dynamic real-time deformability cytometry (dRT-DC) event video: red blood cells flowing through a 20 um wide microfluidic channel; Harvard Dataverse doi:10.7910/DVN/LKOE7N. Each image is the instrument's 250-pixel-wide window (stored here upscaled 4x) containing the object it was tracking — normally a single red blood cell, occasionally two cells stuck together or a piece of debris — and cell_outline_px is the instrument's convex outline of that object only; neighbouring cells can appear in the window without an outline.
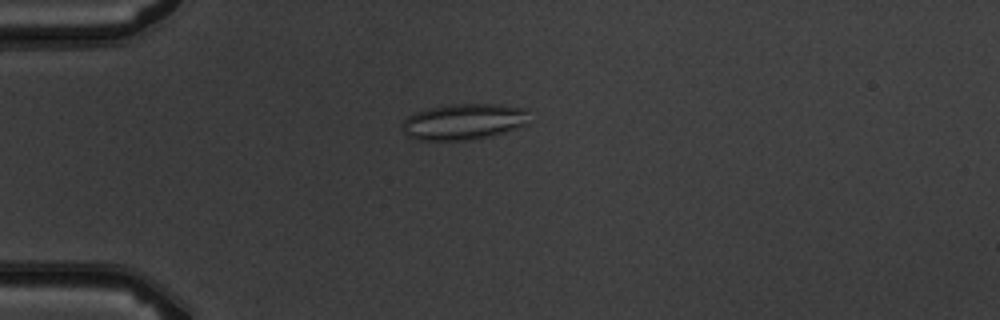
{"species": "common noctule bat (a hibernating species)", "species_latin": "Nyctalus noctula", "temperature_condition": "warm", "stored_images_in_passage": 7, "camera_frame_rate_fps": 3000, "um_per_image_px": 0.085, "animal": {"sex": "male", "body_mass_g": 19.5, "forearm_length_mm": 54.6}, "frame": {"image": 1, "passage_image": 4, "time_ms": 3.667, "image_size_px": [1000, 320], "cell_outline_px": [[528, 124], [492, 136], [464, 140], [420, 140], [408, 136], [400, 128], [404, 120], [408, 116], [416, 112], [428, 108], [452, 104], [500, 104], [528, 108]], "centroid_in_image_um": [39.44, 10.33], "position_along_channel_um": 45.6, "area_um2": 26.82}}
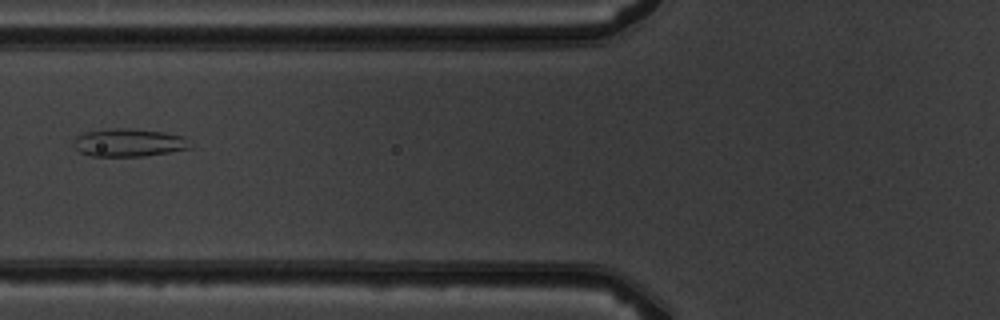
{"frame": {"image": 2, "passage_image": 6, "time_ms": 6.0, "image_size_px": [1000, 320], "cell_outline_px": [[192, 148], [144, 156], [92, 156], [80, 152], [72, 144], [72, 140], [76, 136], [84, 132], [112, 128], [124, 128], [164, 132], [184, 136]], "centroid_in_image_um": [10.91, 12.12], "position_along_channel_um": 114.9, "area_um2": 18.96}}